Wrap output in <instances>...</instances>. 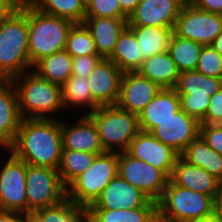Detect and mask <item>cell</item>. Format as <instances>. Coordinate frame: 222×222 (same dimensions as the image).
<instances>
[{
  "mask_svg": "<svg viewBox=\"0 0 222 222\" xmlns=\"http://www.w3.org/2000/svg\"><path fill=\"white\" fill-rule=\"evenodd\" d=\"M200 136L209 147L222 155V124H200Z\"/></svg>",
  "mask_w": 222,
  "mask_h": 222,
  "instance_id": "74e56055",
  "label": "cell"
},
{
  "mask_svg": "<svg viewBox=\"0 0 222 222\" xmlns=\"http://www.w3.org/2000/svg\"><path fill=\"white\" fill-rule=\"evenodd\" d=\"M180 109V98L176 89L162 88L138 114L139 129L151 132L159 122L172 117Z\"/></svg>",
  "mask_w": 222,
  "mask_h": 222,
  "instance_id": "7402d4cb",
  "label": "cell"
},
{
  "mask_svg": "<svg viewBox=\"0 0 222 222\" xmlns=\"http://www.w3.org/2000/svg\"><path fill=\"white\" fill-rule=\"evenodd\" d=\"M27 214L53 206L67 197L58 170L27 164Z\"/></svg>",
  "mask_w": 222,
  "mask_h": 222,
  "instance_id": "9c48e42d",
  "label": "cell"
},
{
  "mask_svg": "<svg viewBox=\"0 0 222 222\" xmlns=\"http://www.w3.org/2000/svg\"><path fill=\"white\" fill-rule=\"evenodd\" d=\"M110 59L123 73L136 72L142 66L140 46L134 32L127 26L120 34Z\"/></svg>",
  "mask_w": 222,
  "mask_h": 222,
  "instance_id": "d4e9b609",
  "label": "cell"
},
{
  "mask_svg": "<svg viewBox=\"0 0 222 222\" xmlns=\"http://www.w3.org/2000/svg\"><path fill=\"white\" fill-rule=\"evenodd\" d=\"M22 119H52L63 113L61 87L40 77L35 71L24 72L12 79Z\"/></svg>",
  "mask_w": 222,
  "mask_h": 222,
  "instance_id": "3957f363",
  "label": "cell"
},
{
  "mask_svg": "<svg viewBox=\"0 0 222 222\" xmlns=\"http://www.w3.org/2000/svg\"><path fill=\"white\" fill-rule=\"evenodd\" d=\"M73 25L70 20L43 13L28 2V46L32 67L42 58L65 49Z\"/></svg>",
  "mask_w": 222,
  "mask_h": 222,
  "instance_id": "277c9868",
  "label": "cell"
},
{
  "mask_svg": "<svg viewBox=\"0 0 222 222\" xmlns=\"http://www.w3.org/2000/svg\"><path fill=\"white\" fill-rule=\"evenodd\" d=\"M187 3L203 11L222 15V0H188Z\"/></svg>",
  "mask_w": 222,
  "mask_h": 222,
  "instance_id": "60d3db41",
  "label": "cell"
},
{
  "mask_svg": "<svg viewBox=\"0 0 222 222\" xmlns=\"http://www.w3.org/2000/svg\"><path fill=\"white\" fill-rule=\"evenodd\" d=\"M137 72L157 83L161 88H175L180 75L168 51L145 59Z\"/></svg>",
  "mask_w": 222,
  "mask_h": 222,
  "instance_id": "cb8c5ba5",
  "label": "cell"
},
{
  "mask_svg": "<svg viewBox=\"0 0 222 222\" xmlns=\"http://www.w3.org/2000/svg\"><path fill=\"white\" fill-rule=\"evenodd\" d=\"M126 152L133 158L147 162L154 168L161 170L169 179L180 156L150 132L141 130L132 139Z\"/></svg>",
  "mask_w": 222,
  "mask_h": 222,
  "instance_id": "5bb4252c",
  "label": "cell"
},
{
  "mask_svg": "<svg viewBox=\"0 0 222 222\" xmlns=\"http://www.w3.org/2000/svg\"><path fill=\"white\" fill-rule=\"evenodd\" d=\"M65 50L72 57L98 55L94 39L83 23L72 26L67 36Z\"/></svg>",
  "mask_w": 222,
  "mask_h": 222,
  "instance_id": "e575fe53",
  "label": "cell"
},
{
  "mask_svg": "<svg viewBox=\"0 0 222 222\" xmlns=\"http://www.w3.org/2000/svg\"><path fill=\"white\" fill-rule=\"evenodd\" d=\"M22 222H39V220L32 214H24Z\"/></svg>",
  "mask_w": 222,
  "mask_h": 222,
  "instance_id": "c3c4849f",
  "label": "cell"
},
{
  "mask_svg": "<svg viewBox=\"0 0 222 222\" xmlns=\"http://www.w3.org/2000/svg\"><path fill=\"white\" fill-rule=\"evenodd\" d=\"M162 88L139 72H125L116 106L138 115Z\"/></svg>",
  "mask_w": 222,
  "mask_h": 222,
  "instance_id": "2e32d148",
  "label": "cell"
},
{
  "mask_svg": "<svg viewBox=\"0 0 222 222\" xmlns=\"http://www.w3.org/2000/svg\"><path fill=\"white\" fill-rule=\"evenodd\" d=\"M86 222H158L157 207L86 209Z\"/></svg>",
  "mask_w": 222,
  "mask_h": 222,
  "instance_id": "f1b7e54d",
  "label": "cell"
},
{
  "mask_svg": "<svg viewBox=\"0 0 222 222\" xmlns=\"http://www.w3.org/2000/svg\"><path fill=\"white\" fill-rule=\"evenodd\" d=\"M99 154L102 153L62 149L58 173L63 185L67 188L80 174L90 168Z\"/></svg>",
  "mask_w": 222,
  "mask_h": 222,
  "instance_id": "1f68e13d",
  "label": "cell"
},
{
  "mask_svg": "<svg viewBox=\"0 0 222 222\" xmlns=\"http://www.w3.org/2000/svg\"><path fill=\"white\" fill-rule=\"evenodd\" d=\"M215 198L178 185L170 179L157 201L159 222H190L215 211Z\"/></svg>",
  "mask_w": 222,
  "mask_h": 222,
  "instance_id": "5b68a950",
  "label": "cell"
},
{
  "mask_svg": "<svg viewBox=\"0 0 222 222\" xmlns=\"http://www.w3.org/2000/svg\"><path fill=\"white\" fill-rule=\"evenodd\" d=\"M200 124H222V87L211 96L208 110Z\"/></svg>",
  "mask_w": 222,
  "mask_h": 222,
  "instance_id": "ab89813d",
  "label": "cell"
},
{
  "mask_svg": "<svg viewBox=\"0 0 222 222\" xmlns=\"http://www.w3.org/2000/svg\"><path fill=\"white\" fill-rule=\"evenodd\" d=\"M215 211L222 217V182L220 185L218 196L215 200Z\"/></svg>",
  "mask_w": 222,
  "mask_h": 222,
  "instance_id": "7dc6e473",
  "label": "cell"
},
{
  "mask_svg": "<svg viewBox=\"0 0 222 222\" xmlns=\"http://www.w3.org/2000/svg\"><path fill=\"white\" fill-rule=\"evenodd\" d=\"M139 207H157V202L117 174L87 209L118 210Z\"/></svg>",
  "mask_w": 222,
  "mask_h": 222,
  "instance_id": "4fadbf2b",
  "label": "cell"
},
{
  "mask_svg": "<svg viewBox=\"0 0 222 222\" xmlns=\"http://www.w3.org/2000/svg\"><path fill=\"white\" fill-rule=\"evenodd\" d=\"M21 120L12 79H0V146L7 148L14 141Z\"/></svg>",
  "mask_w": 222,
  "mask_h": 222,
  "instance_id": "44dd1931",
  "label": "cell"
},
{
  "mask_svg": "<svg viewBox=\"0 0 222 222\" xmlns=\"http://www.w3.org/2000/svg\"><path fill=\"white\" fill-rule=\"evenodd\" d=\"M170 180L178 186L213 196H218L221 181L205 169L189 164L181 156L178 157Z\"/></svg>",
  "mask_w": 222,
  "mask_h": 222,
  "instance_id": "ffe728a7",
  "label": "cell"
},
{
  "mask_svg": "<svg viewBox=\"0 0 222 222\" xmlns=\"http://www.w3.org/2000/svg\"><path fill=\"white\" fill-rule=\"evenodd\" d=\"M122 12L129 18L141 0H118Z\"/></svg>",
  "mask_w": 222,
  "mask_h": 222,
  "instance_id": "ee69618b",
  "label": "cell"
},
{
  "mask_svg": "<svg viewBox=\"0 0 222 222\" xmlns=\"http://www.w3.org/2000/svg\"><path fill=\"white\" fill-rule=\"evenodd\" d=\"M87 115L97 126L105 152H126L130 142L140 131L138 115L116 105L99 106Z\"/></svg>",
  "mask_w": 222,
  "mask_h": 222,
  "instance_id": "8992f818",
  "label": "cell"
},
{
  "mask_svg": "<svg viewBox=\"0 0 222 222\" xmlns=\"http://www.w3.org/2000/svg\"><path fill=\"white\" fill-rule=\"evenodd\" d=\"M85 17L128 18L118 0H90L86 4Z\"/></svg>",
  "mask_w": 222,
  "mask_h": 222,
  "instance_id": "8d00e7d4",
  "label": "cell"
},
{
  "mask_svg": "<svg viewBox=\"0 0 222 222\" xmlns=\"http://www.w3.org/2000/svg\"><path fill=\"white\" fill-rule=\"evenodd\" d=\"M123 72L110 60L101 59L88 77L92 98L100 106L116 105Z\"/></svg>",
  "mask_w": 222,
  "mask_h": 222,
  "instance_id": "d6986e66",
  "label": "cell"
},
{
  "mask_svg": "<svg viewBox=\"0 0 222 222\" xmlns=\"http://www.w3.org/2000/svg\"><path fill=\"white\" fill-rule=\"evenodd\" d=\"M61 94H62V103L64 110L69 108L70 111L71 107L72 108L74 107L72 110L77 111V109L79 110L81 108L80 110L85 111V113L81 112V114L87 115L100 106L92 98L88 84V78H84L83 76H71L61 86Z\"/></svg>",
  "mask_w": 222,
  "mask_h": 222,
  "instance_id": "484cf974",
  "label": "cell"
},
{
  "mask_svg": "<svg viewBox=\"0 0 222 222\" xmlns=\"http://www.w3.org/2000/svg\"><path fill=\"white\" fill-rule=\"evenodd\" d=\"M222 32V15L203 11L185 3L175 23L174 33L203 46L210 45Z\"/></svg>",
  "mask_w": 222,
  "mask_h": 222,
  "instance_id": "8fae6325",
  "label": "cell"
},
{
  "mask_svg": "<svg viewBox=\"0 0 222 222\" xmlns=\"http://www.w3.org/2000/svg\"><path fill=\"white\" fill-rule=\"evenodd\" d=\"M190 222H222V217L214 211L212 214Z\"/></svg>",
  "mask_w": 222,
  "mask_h": 222,
  "instance_id": "f6af8a7d",
  "label": "cell"
},
{
  "mask_svg": "<svg viewBox=\"0 0 222 222\" xmlns=\"http://www.w3.org/2000/svg\"><path fill=\"white\" fill-rule=\"evenodd\" d=\"M21 3H24V2H26V1H28V0H19Z\"/></svg>",
  "mask_w": 222,
  "mask_h": 222,
  "instance_id": "816d5d0a",
  "label": "cell"
},
{
  "mask_svg": "<svg viewBox=\"0 0 222 222\" xmlns=\"http://www.w3.org/2000/svg\"><path fill=\"white\" fill-rule=\"evenodd\" d=\"M118 174L156 202L161 198L169 181L161 170L133 158L127 152L118 153Z\"/></svg>",
  "mask_w": 222,
  "mask_h": 222,
  "instance_id": "7c38bea8",
  "label": "cell"
},
{
  "mask_svg": "<svg viewBox=\"0 0 222 222\" xmlns=\"http://www.w3.org/2000/svg\"><path fill=\"white\" fill-rule=\"evenodd\" d=\"M222 87V79L204 75L196 70L180 72L175 87L181 109L199 122L205 117L211 96Z\"/></svg>",
  "mask_w": 222,
  "mask_h": 222,
  "instance_id": "ba28073f",
  "label": "cell"
},
{
  "mask_svg": "<svg viewBox=\"0 0 222 222\" xmlns=\"http://www.w3.org/2000/svg\"><path fill=\"white\" fill-rule=\"evenodd\" d=\"M184 0H141L128 18V26L174 28Z\"/></svg>",
  "mask_w": 222,
  "mask_h": 222,
  "instance_id": "e0dca14e",
  "label": "cell"
},
{
  "mask_svg": "<svg viewBox=\"0 0 222 222\" xmlns=\"http://www.w3.org/2000/svg\"><path fill=\"white\" fill-rule=\"evenodd\" d=\"M101 59L98 55L72 57V76L88 78Z\"/></svg>",
  "mask_w": 222,
  "mask_h": 222,
  "instance_id": "f35d334b",
  "label": "cell"
},
{
  "mask_svg": "<svg viewBox=\"0 0 222 222\" xmlns=\"http://www.w3.org/2000/svg\"><path fill=\"white\" fill-rule=\"evenodd\" d=\"M84 3H85V5L90 1V0H82Z\"/></svg>",
  "mask_w": 222,
  "mask_h": 222,
  "instance_id": "681fc988",
  "label": "cell"
},
{
  "mask_svg": "<svg viewBox=\"0 0 222 222\" xmlns=\"http://www.w3.org/2000/svg\"><path fill=\"white\" fill-rule=\"evenodd\" d=\"M203 45L172 34L168 52L180 72L195 70Z\"/></svg>",
  "mask_w": 222,
  "mask_h": 222,
  "instance_id": "d6a6232c",
  "label": "cell"
},
{
  "mask_svg": "<svg viewBox=\"0 0 222 222\" xmlns=\"http://www.w3.org/2000/svg\"><path fill=\"white\" fill-rule=\"evenodd\" d=\"M150 133L181 155L200 135V122L180 109L172 117L159 122Z\"/></svg>",
  "mask_w": 222,
  "mask_h": 222,
  "instance_id": "9a60e30c",
  "label": "cell"
},
{
  "mask_svg": "<svg viewBox=\"0 0 222 222\" xmlns=\"http://www.w3.org/2000/svg\"><path fill=\"white\" fill-rule=\"evenodd\" d=\"M39 11L70 20L74 24L84 22L86 5L82 0H28Z\"/></svg>",
  "mask_w": 222,
  "mask_h": 222,
  "instance_id": "4dcf8cb0",
  "label": "cell"
},
{
  "mask_svg": "<svg viewBox=\"0 0 222 222\" xmlns=\"http://www.w3.org/2000/svg\"><path fill=\"white\" fill-rule=\"evenodd\" d=\"M72 123L61 119V132L63 149H70L89 153H105L98 129L94 121L88 115L77 116Z\"/></svg>",
  "mask_w": 222,
  "mask_h": 222,
  "instance_id": "ac0fdd59",
  "label": "cell"
},
{
  "mask_svg": "<svg viewBox=\"0 0 222 222\" xmlns=\"http://www.w3.org/2000/svg\"><path fill=\"white\" fill-rule=\"evenodd\" d=\"M222 56V32L210 44Z\"/></svg>",
  "mask_w": 222,
  "mask_h": 222,
  "instance_id": "bcb514c9",
  "label": "cell"
},
{
  "mask_svg": "<svg viewBox=\"0 0 222 222\" xmlns=\"http://www.w3.org/2000/svg\"><path fill=\"white\" fill-rule=\"evenodd\" d=\"M23 215L20 212L0 210V222H22Z\"/></svg>",
  "mask_w": 222,
  "mask_h": 222,
  "instance_id": "7bdbcfd3",
  "label": "cell"
},
{
  "mask_svg": "<svg viewBox=\"0 0 222 222\" xmlns=\"http://www.w3.org/2000/svg\"><path fill=\"white\" fill-rule=\"evenodd\" d=\"M71 66L72 56L64 49L39 60L33 71L61 87L72 76Z\"/></svg>",
  "mask_w": 222,
  "mask_h": 222,
  "instance_id": "f546056e",
  "label": "cell"
},
{
  "mask_svg": "<svg viewBox=\"0 0 222 222\" xmlns=\"http://www.w3.org/2000/svg\"><path fill=\"white\" fill-rule=\"evenodd\" d=\"M7 152L6 161L0 163V210L27 214V163Z\"/></svg>",
  "mask_w": 222,
  "mask_h": 222,
  "instance_id": "30bf717a",
  "label": "cell"
},
{
  "mask_svg": "<svg viewBox=\"0 0 222 222\" xmlns=\"http://www.w3.org/2000/svg\"><path fill=\"white\" fill-rule=\"evenodd\" d=\"M21 5L19 0H0V22L13 15Z\"/></svg>",
  "mask_w": 222,
  "mask_h": 222,
  "instance_id": "b9f144b4",
  "label": "cell"
},
{
  "mask_svg": "<svg viewBox=\"0 0 222 222\" xmlns=\"http://www.w3.org/2000/svg\"><path fill=\"white\" fill-rule=\"evenodd\" d=\"M180 156L189 164L205 169L222 182V155L209 147L200 135Z\"/></svg>",
  "mask_w": 222,
  "mask_h": 222,
  "instance_id": "83f0119b",
  "label": "cell"
},
{
  "mask_svg": "<svg viewBox=\"0 0 222 222\" xmlns=\"http://www.w3.org/2000/svg\"><path fill=\"white\" fill-rule=\"evenodd\" d=\"M1 148L4 149L5 152L7 151V148L0 146V149Z\"/></svg>",
  "mask_w": 222,
  "mask_h": 222,
  "instance_id": "f907efd6",
  "label": "cell"
},
{
  "mask_svg": "<svg viewBox=\"0 0 222 222\" xmlns=\"http://www.w3.org/2000/svg\"><path fill=\"white\" fill-rule=\"evenodd\" d=\"M117 174L118 153L99 154L90 168L67 187V197L75 204L87 209Z\"/></svg>",
  "mask_w": 222,
  "mask_h": 222,
  "instance_id": "52a82bcc",
  "label": "cell"
},
{
  "mask_svg": "<svg viewBox=\"0 0 222 222\" xmlns=\"http://www.w3.org/2000/svg\"><path fill=\"white\" fill-rule=\"evenodd\" d=\"M62 149L61 120L58 117L22 119L14 141L7 147L27 164L55 170L59 168Z\"/></svg>",
  "mask_w": 222,
  "mask_h": 222,
  "instance_id": "6da1fadb",
  "label": "cell"
},
{
  "mask_svg": "<svg viewBox=\"0 0 222 222\" xmlns=\"http://www.w3.org/2000/svg\"><path fill=\"white\" fill-rule=\"evenodd\" d=\"M28 1L0 22V79L33 70L29 58Z\"/></svg>",
  "mask_w": 222,
  "mask_h": 222,
  "instance_id": "7a4b0ae2",
  "label": "cell"
},
{
  "mask_svg": "<svg viewBox=\"0 0 222 222\" xmlns=\"http://www.w3.org/2000/svg\"><path fill=\"white\" fill-rule=\"evenodd\" d=\"M39 222H86V209L68 197L56 205L32 213Z\"/></svg>",
  "mask_w": 222,
  "mask_h": 222,
  "instance_id": "836d02e7",
  "label": "cell"
},
{
  "mask_svg": "<svg viewBox=\"0 0 222 222\" xmlns=\"http://www.w3.org/2000/svg\"><path fill=\"white\" fill-rule=\"evenodd\" d=\"M135 34L142 58L148 59L168 51L174 28L157 26H128Z\"/></svg>",
  "mask_w": 222,
  "mask_h": 222,
  "instance_id": "4316f807",
  "label": "cell"
},
{
  "mask_svg": "<svg viewBox=\"0 0 222 222\" xmlns=\"http://www.w3.org/2000/svg\"><path fill=\"white\" fill-rule=\"evenodd\" d=\"M196 71L222 79V56L211 46H203Z\"/></svg>",
  "mask_w": 222,
  "mask_h": 222,
  "instance_id": "d590c367",
  "label": "cell"
},
{
  "mask_svg": "<svg viewBox=\"0 0 222 222\" xmlns=\"http://www.w3.org/2000/svg\"><path fill=\"white\" fill-rule=\"evenodd\" d=\"M127 20L128 18L85 17L83 24L94 39L98 56L108 59L112 55L120 34L128 26Z\"/></svg>",
  "mask_w": 222,
  "mask_h": 222,
  "instance_id": "603a6c76",
  "label": "cell"
}]
</instances>
